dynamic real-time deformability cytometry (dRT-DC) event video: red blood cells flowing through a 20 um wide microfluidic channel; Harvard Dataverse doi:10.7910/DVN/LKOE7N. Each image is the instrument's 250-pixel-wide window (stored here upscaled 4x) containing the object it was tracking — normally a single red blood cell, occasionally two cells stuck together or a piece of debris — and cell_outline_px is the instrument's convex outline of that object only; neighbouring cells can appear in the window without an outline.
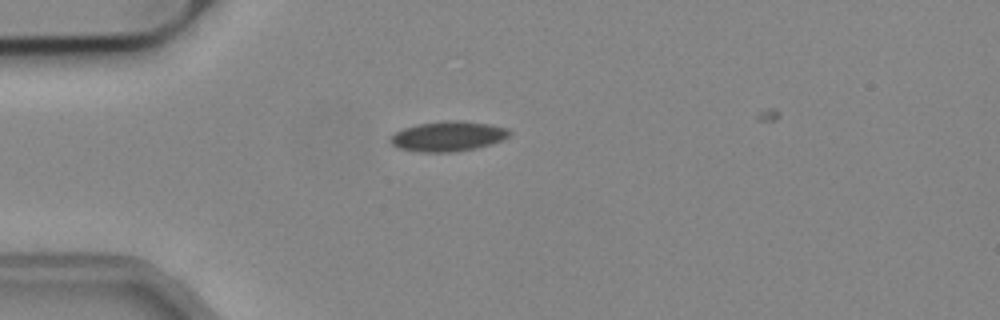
{"species": "common noctule bat (a hibernating species)", "species_latin": "Nyctalus noctula", "temperature_condition": "cold", "stored_images_in_passage": 35, "camera_frame_rate_fps": 3000, "um_per_image_px": 0.085, "animal": {"sex": "male", "body_mass_g": 19.2, "forearm_length_mm": 51.8}, "frame": {"image": 1, "passage_image": 1, "time_ms": 0.0, "image_size_px": [1000, 320], "cell_outline_px": [[512, 132], [508, 136], [500, 140], [488, 144], [472, 148], [452, 152], [420, 152], [396, 148], [388, 140], [396, 132], [404, 128], [420, 124], [444, 120], [460, 120], [488, 124], [508, 128]], "centroid_in_image_um": [38.04, 11.58], "position_along_channel_um": 47.0, "area_um2": 20.58}}
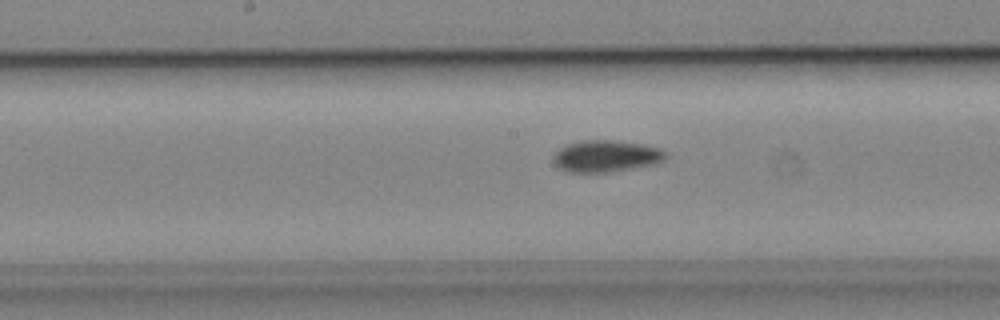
{"frame": {"image": 2, "passage_image": 14, "time_ms": 4.333, "image_size_px": [1000, 320], "cell_outline_px": [[668, 156], [664, 160], [656, 164], [608, 172], [568, 172], [560, 168], [552, 160], [552, 156], [560, 148], [568, 144], [580, 140], [608, 140], [644, 144], [660, 148]], "centroid_in_image_um": [51.52, 13.27], "position_along_channel_um": 196.7, "area_um2": 20.75}}
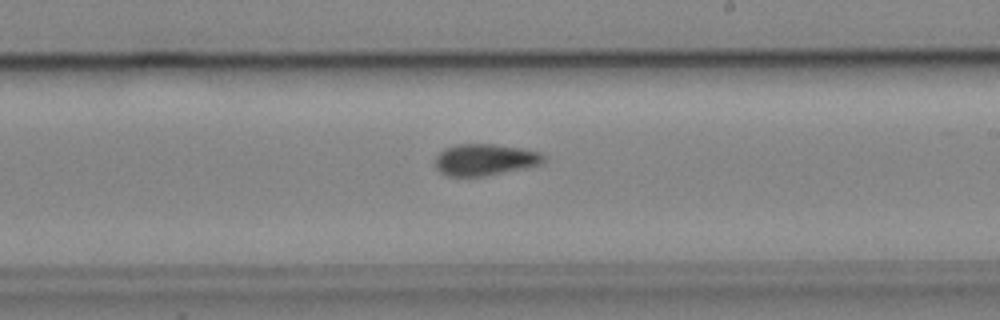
{"frame": {"image": 3, "passage_image": 18, "time_ms": 5.667, "image_size_px": [1000, 320], "cell_outline_px": [[544, 160], [540, 164], [532, 168], [484, 176], [448, 176], [440, 172], [436, 168], [436, 156], [444, 148], [456, 144], [496, 144], [520, 148], [540, 152], [544, 156]], "centroid_in_image_um": [41.24, 13.58], "position_along_channel_um": 247.8, "area_um2": 20.17}}